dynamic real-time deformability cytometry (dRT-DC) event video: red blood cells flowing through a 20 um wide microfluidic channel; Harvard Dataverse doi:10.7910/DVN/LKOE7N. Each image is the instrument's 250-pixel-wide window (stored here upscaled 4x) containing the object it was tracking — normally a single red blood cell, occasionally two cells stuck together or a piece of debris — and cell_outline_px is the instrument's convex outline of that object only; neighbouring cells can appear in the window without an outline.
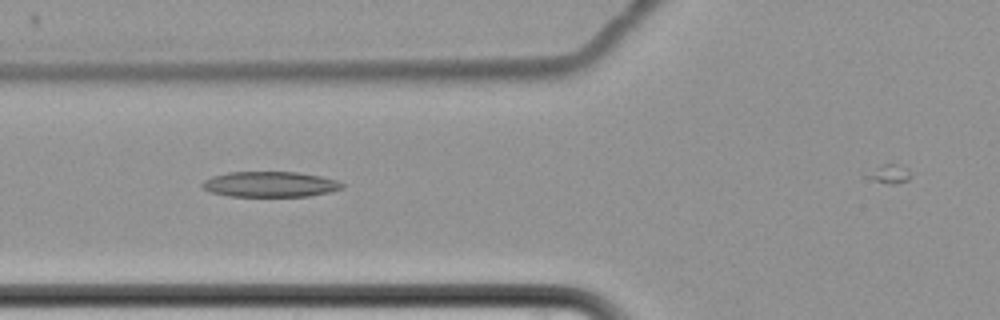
{"species": "common noctule bat (a hibernating species)", "species_latin": "Nyctalus noctula", "temperature_condition": "cold", "stored_images_in_passage": 9, "camera_frame_rate_fps": 3000, "um_per_image_px": 0.085, "animal": {"sex": "female", "body_mass_g": 22.7, "forearm_length_mm": 54.2}, "frame": {"image": 1, "passage_image": 4, "time_ms": 3.667, "image_size_px": [1000, 320], "cell_outline_px": [[344, 188], [328, 192], [308, 196], [228, 196], [208, 192], [200, 184], [204, 180], [212, 176], [228, 172], [296, 172], [320, 176], [336, 180], [344, 184]], "centroid_in_image_um": [22.92, 15.66], "position_along_channel_um": 102.9, "area_um2": 20.75}}
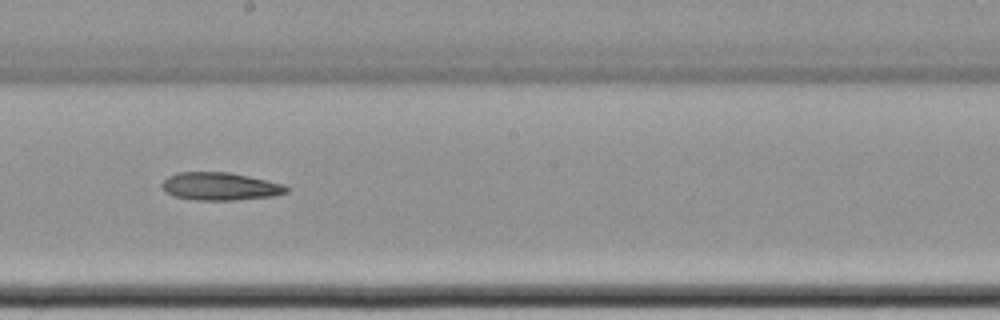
{"frame": {"image": 2, "passage_image": 7, "time_ms": 7.333, "image_size_px": [1000, 320], "cell_outline_px": [[288, 192], [272, 196], [236, 200], [196, 200], [172, 196], [164, 192], [160, 188], [160, 184], [168, 176], [180, 172], [228, 172], [248, 176], [284, 184], [288, 188]], "centroid_in_image_um": [18.65, 15.85], "position_along_channel_um": 229.5, "area_um2": 20.29}}
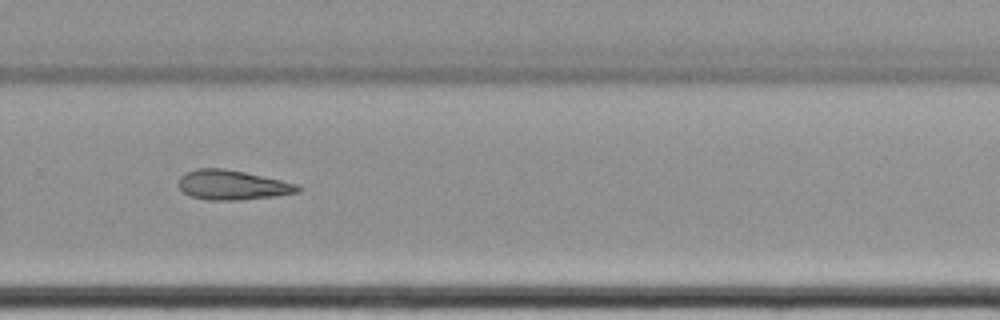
{"frame": {"image": 3, "passage_image": 9, "time_ms": 9.667, "image_size_px": [1000, 320], "cell_outline_px": [[300, 192], [276, 196], [236, 200], [208, 200], [192, 196], [184, 192], [180, 188], [180, 176], [184, 172], [196, 168], [224, 168], [244, 172], [280, 180], [296, 184], [300, 188]], "centroid_in_image_um": [19.73, 15.72], "position_along_channel_um": 310.1, "area_um2": 20.4}}